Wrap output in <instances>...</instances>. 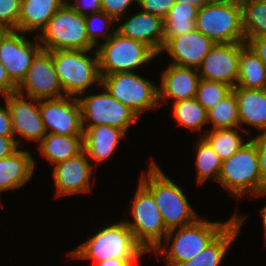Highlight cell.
<instances>
[{
  "instance_id": "cell-5",
  "label": "cell",
  "mask_w": 266,
  "mask_h": 266,
  "mask_svg": "<svg viewBox=\"0 0 266 266\" xmlns=\"http://www.w3.org/2000/svg\"><path fill=\"white\" fill-rule=\"evenodd\" d=\"M196 30L215 43L245 42L242 7L236 0H211L198 8Z\"/></svg>"
},
{
  "instance_id": "cell-38",
  "label": "cell",
  "mask_w": 266,
  "mask_h": 266,
  "mask_svg": "<svg viewBox=\"0 0 266 266\" xmlns=\"http://www.w3.org/2000/svg\"><path fill=\"white\" fill-rule=\"evenodd\" d=\"M132 3L137 5V0H101L102 11L110 15L115 21H119L126 15L125 12Z\"/></svg>"
},
{
  "instance_id": "cell-27",
  "label": "cell",
  "mask_w": 266,
  "mask_h": 266,
  "mask_svg": "<svg viewBox=\"0 0 266 266\" xmlns=\"http://www.w3.org/2000/svg\"><path fill=\"white\" fill-rule=\"evenodd\" d=\"M266 81V66L255 51L240 42L239 74L236 87L262 89Z\"/></svg>"
},
{
  "instance_id": "cell-42",
  "label": "cell",
  "mask_w": 266,
  "mask_h": 266,
  "mask_svg": "<svg viewBox=\"0 0 266 266\" xmlns=\"http://www.w3.org/2000/svg\"><path fill=\"white\" fill-rule=\"evenodd\" d=\"M17 90V85L9 78L8 73L0 62V96L9 95Z\"/></svg>"
},
{
  "instance_id": "cell-8",
  "label": "cell",
  "mask_w": 266,
  "mask_h": 266,
  "mask_svg": "<svg viewBox=\"0 0 266 266\" xmlns=\"http://www.w3.org/2000/svg\"><path fill=\"white\" fill-rule=\"evenodd\" d=\"M37 37L45 51L96 49L89 42L85 16L78 14L66 2Z\"/></svg>"
},
{
  "instance_id": "cell-24",
  "label": "cell",
  "mask_w": 266,
  "mask_h": 266,
  "mask_svg": "<svg viewBox=\"0 0 266 266\" xmlns=\"http://www.w3.org/2000/svg\"><path fill=\"white\" fill-rule=\"evenodd\" d=\"M237 212L234 213V219L231 223L205 249L190 261L184 262L179 266H220L247 217Z\"/></svg>"
},
{
  "instance_id": "cell-29",
  "label": "cell",
  "mask_w": 266,
  "mask_h": 266,
  "mask_svg": "<svg viewBox=\"0 0 266 266\" xmlns=\"http://www.w3.org/2000/svg\"><path fill=\"white\" fill-rule=\"evenodd\" d=\"M241 128H224L204 131L199 137H203L219 155L222 161L231 157L240 149L250 138H242L239 134Z\"/></svg>"
},
{
  "instance_id": "cell-33",
  "label": "cell",
  "mask_w": 266,
  "mask_h": 266,
  "mask_svg": "<svg viewBox=\"0 0 266 266\" xmlns=\"http://www.w3.org/2000/svg\"><path fill=\"white\" fill-rule=\"evenodd\" d=\"M207 114L208 124L212 125L209 130L240 127L238 103L233 91L209 109Z\"/></svg>"
},
{
  "instance_id": "cell-23",
  "label": "cell",
  "mask_w": 266,
  "mask_h": 266,
  "mask_svg": "<svg viewBox=\"0 0 266 266\" xmlns=\"http://www.w3.org/2000/svg\"><path fill=\"white\" fill-rule=\"evenodd\" d=\"M232 91L238 103L241 131L247 134L249 130L243 124L258 132L266 131V94L262 89L234 87Z\"/></svg>"
},
{
  "instance_id": "cell-30",
  "label": "cell",
  "mask_w": 266,
  "mask_h": 266,
  "mask_svg": "<svg viewBox=\"0 0 266 266\" xmlns=\"http://www.w3.org/2000/svg\"><path fill=\"white\" fill-rule=\"evenodd\" d=\"M171 104V111L175 122L184 128H188L191 132L204 130L205 124H208L207 110L195 97Z\"/></svg>"
},
{
  "instance_id": "cell-11",
  "label": "cell",
  "mask_w": 266,
  "mask_h": 266,
  "mask_svg": "<svg viewBox=\"0 0 266 266\" xmlns=\"http://www.w3.org/2000/svg\"><path fill=\"white\" fill-rule=\"evenodd\" d=\"M99 94H80L77 99L81 108L82 127L108 125L122 130L128 135L131 125L138 120V116L126 105L117 101L103 86Z\"/></svg>"
},
{
  "instance_id": "cell-12",
  "label": "cell",
  "mask_w": 266,
  "mask_h": 266,
  "mask_svg": "<svg viewBox=\"0 0 266 266\" xmlns=\"http://www.w3.org/2000/svg\"><path fill=\"white\" fill-rule=\"evenodd\" d=\"M18 30H5L0 36V62L9 78L18 86L25 78L35 56L42 50L38 37L34 41Z\"/></svg>"
},
{
  "instance_id": "cell-26",
  "label": "cell",
  "mask_w": 266,
  "mask_h": 266,
  "mask_svg": "<svg viewBox=\"0 0 266 266\" xmlns=\"http://www.w3.org/2000/svg\"><path fill=\"white\" fill-rule=\"evenodd\" d=\"M83 136L47 133L37 145L38 152L54 166L83 150Z\"/></svg>"
},
{
  "instance_id": "cell-4",
  "label": "cell",
  "mask_w": 266,
  "mask_h": 266,
  "mask_svg": "<svg viewBox=\"0 0 266 266\" xmlns=\"http://www.w3.org/2000/svg\"><path fill=\"white\" fill-rule=\"evenodd\" d=\"M49 52L52 54L55 71L66 96L78 97L89 87H93V90L100 89L101 75L96 49ZM93 84L98 86L95 87Z\"/></svg>"
},
{
  "instance_id": "cell-34",
  "label": "cell",
  "mask_w": 266,
  "mask_h": 266,
  "mask_svg": "<svg viewBox=\"0 0 266 266\" xmlns=\"http://www.w3.org/2000/svg\"><path fill=\"white\" fill-rule=\"evenodd\" d=\"M116 22L117 21L104 11L86 15L85 24L89 42L95 48L101 43L106 42L115 33L116 27L115 29H112L111 26L114 28ZM100 40H103V42Z\"/></svg>"
},
{
  "instance_id": "cell-10",
  "label": "cell",
  "mask_w": 266,
  "mask_h": 266,
  "mask_svg": "<svg viewBox=\"0 0 266 266\" xmlns=\"http://www.w3.org/2000/svg\"><path fill=\"white\" fill-rule=\"evenodd\" d=\"M101 85L138 117L159 108L158 84L135 72H117L101 76Z\"/></svg>"
},
{
  "instance_id": "cell-28",
  "label": "cell",
  "mask_w": 266,
  "mask_h": 266,
  "mask_svg": "<svg viewBox=\"0 0 266 266\" xmlns=\"http://www.w3.org/2000/svg\"><path fill=\"white\" fill-rule=\"evenodd\" d=\"M197 6L176 1L164 18V44L171 38L196 29Z\"/></svg>"
},
{
  "instance_id": "cell-1",
  "label": "cell",
  "mask_w": 266,
  "mask_h": 266,
  "mask_svg": "<svg viewBox=\"0 0 266 266\" xmlns=\"http://www.w3.org/2000/svg\"><path fill=\"white\" fill-rule=\"evenodd\" d=\"M233 219L234 214L226 222L199 217L191 224L169 230L153 253L156 257L163 255L165 266H179L197 256Z\"/></svg>"
},
{
  "instance_id": "cell-48",
  "label": "cell",
  "mask_w": 266,
  "mask_h": 266,
  "mask_svg": "<svg viewBox=\"0 0 266 266\" xmlns=\"http://www.w3.org/2000/svg\"><path fill=\"white\" fill-rule=\"evenodd\" d=\"M5 32V29L0 25V36Z\"/></svg>"
},
{
  "instance_id": "cell-40",
  "label": "cell",
  "mask_w": 266,
  "mask_h": 266,
  "mask_svg": "<svg viewBox=\"0 0 266 266\" xmlns=\"http://www.w3.org/2000/svg\"><path fill=\"white\" fill-rule=\"evenodd\" d=\"M66 3L80 15L102 11L101 0H66Z\"/></svg>"
},
{
  "instance_id": "cell-31",
  "label": "cell",
  "mask_w": 266,
  "mask_h": 266,
  "mask_svg": "<svg viewBox=\"0 0 266 266\" xmlns=\"http://www.w3.org/2000/svg\"><path fill=\"white\" fill-rule=\"evenodd\" d=\"M240 4L245 43L266 35V0H242Z\"/></svg>"
},
{
  "instance_id": "cell-32",
  "label": "cell",
  "mask_w": 266,
  "mask_h": 266,
  "mask_svg": "<svg viewBox=\"0 0 266 266\" xmlns=\"http://www.w3.org/2000/svg\"><path fill=\"white\" fill-rule=\"evenodd\" d=\"M198 138L195 146L196 182L202 185L210 178L218 182L222 160L203 137Z\"/></svg>"
},
{
  "instance_id": "cell-13",
  "label": "cell",
  "mask_w": 266,
  "mask_h": 266,
  "mask_svg": "<svg viewBox=\"0 0 266 266\" xmlns=\"http://www.w3.org/2000/svg\"><path fill=\"white\" fill-rule=\"evenodd\" d=\"M18 93L34 99H57L66 96L56 74L52 54L41 50L33 59L21 83Z\"/></svg>"
},
{
  "instance_id": "cell-3",
  "label": "cell",
  "mask_w": 266,
  "mask_h": 266,
  "mask_svg": "<svg viewBox=\"0 0 266 266\" xmlns=\"http://www.w3.org/2000/svg\"><path fill=\"white\" fill-rule=\"evenodd\" d=\"M67 254L77 260H92L95 265L109 258L141 259L147 252L135 240L126 222L121 220L100 229Z\"/></svg>"
},
{
  "instance_id": "cell-7",
  "label": "cell",
  "mask_w": 266,
  "mask_h": 266,
  "mask_svg": "<svg viewBox=\"0 0 266 266\" xmlns=\"http://www.w3.org/2000/svg\"><path fill=\"white\" fill-rule=\"evenodd\" d=\"M101 76L117 72H135L159 56L145 43L115 33L97 48Z\"/></svg>"
},
{
  "instance_id": "cell-49",
  "label": "cell",
  "mask_w": 266,
  "mask_h": 266,
  "mask_svg": "<svg viewBox=\"0 0 266 266\" xmlns=\"http://www.w3.org/2000/svg\"><path fill=\"white\" fill-rule=\"evenodd\" d=\"M262 91L266 94V81H265V83L263 85Z\"/></svg>"
},
{
  "instance_id": "cell-47",
  "label": "cell",
  "mask_w": 266,
  "mask_h": 266,
  "mask_svg": "<svg viewBox=\"0 0 266 266\" xmlns=\"http://www.w3.org/2000/svg\"><path fill=\"white\" fill-rule=\"evenodd\" d=\"M176 1L188 2V3L194 4L197 7H201L203 4H205L211 0H176Z\"/></svg>"
},
{
  "instance_id": "cell-9",
  "label": "cell",
  "mask_w": 266,
  "mask_h": 266,
  "mask_svg": "<svg viewBox=\"0 0 266 266\" xmlns=\"http://www.w3.org/2000/svg\"><path fill=\"white\" fill-rule=\"evenodd\" d=\"M131 201L132 220H125L133 232L135 240L146 250L152 252L165 239L168 233L160 210L152 194L138 182L136 193Z\"/></svg>"
},
{
  "instance_id": "cell-36",
  "label": "cell",
  "mask_w": 266,
  "mask_h": 266,
  "mask_svg": "<svg viewBox=\"0 0 266 266\" xmlns=\"http://www.w3.org/2000/svg\"><path fill=\"white\" fill-rule=\"evenodd\" d=\"M21 0H0V25L5 30H18Z\"/></svg>"
},
{
  "instance_id": "cell-25",
  "label": "cell",
  "mask_w": 266,
  "mask_h": 266,
  "mask_svg": "<svg viewBox=\"0 0 266 266\" xmlns=\"http://www.w3.org/2000/svg\"><path fill=\"white\" fill-rule=\"evenodd\" d=\"M66 0H21L18 31L38 36Z\"/></svg>"
},
{
  "instance_id": "cell-43",
  "label": "cell",
  "mask_w": 266,
  "mask_h": 266,
  "mask_svg": "<svg viewBox=\"0 0 266 266\" xmlns=\"http://www.w3.org/2000/svg\"><path fill=\"white\" fill-rule=\"evenodd\" d=\"M18 148L15 137L0 136V159L10 156Z\"/></svg>"
},
{
  "instance_id": "cell-16",
  "label": "cell",
  "mask_w": 266,
  "mask_h": 266,
  "mask_svg": "<svg viewBox=\"0 0 266 266\" xmlns=\"http://www.w3.org/2000/svg\"><path fill=\"white\" fill-rule=\"evenodd\" d=\"M89 161L85 151L82 150L76 156L54 165L52 179L58 198L92 191L91 176L94 165Z\"/></svg>"
},
{
  "instance_id": "cell-39",
  "label": "cell",
  "mask_w": 266,
  "mask_h": 266,
  "mask_svg": "<svg viewBox=\"0 0 266 266\" xmlns=\"http://www.w3.org/2000/svg\"><path fill=\"white\" fill-rule=\"evenodd\" d=\"M250 139L257 147L261 182L266 187V131H261Z\"/></svg>"
},
{
  "instance_id": "cell-45",
  "label": "cell",
  "mask_w": 266,
  "mask_h": 266,
  "mask_svg": "<svg viewBox=\"0 0 266 266\" xmlns=\"http://www.w3.org/2000/svg\"><path fill=\"white\" fill-rule=\"evenodd\" d=\"M140 259H118V258H109L99 263H96L94 266H138Z\"/></svg>"
},
{
  "instance_id": "cell-41",
  "label": "cell",
  "mask_w": 266,
  "mask_h": 266,
  "mask_svg": "<svg viewBox=\"0 0 266 266\" xmlns=\"http://www.w3.org/2000/svg\"><path fill=\"white\" fill-rule=\"evenodd\" d=\"M4 104L5 107L0 105V136L15 137L12 129L11 114L6 102Z\"/></svg>"
},
{
  "instance_id": "cell-35",
  "label": "cell",
  "mask_w": 266,
  "mask_h": 266,
  "mask_svg": "<svg viewBox=\"0 0 266 266\" xmlns=\"http://www.w3.org/2000/svg\"><path fill=\"white\" fill-rule=\"evenodd\" d=\"M231 91L227 84L200 78L195 98L208 111Z\"/></svg>"
},
{
  "instance_id": "cell-37",
  "label": "cell",
  "mask_w": 266,
  "mask_h": 266,
  "mask_svg": "<svg viewBox=\"0 0 266 266\" xmlns=\"http://www.w3.org/2000/svg\"><path fill=\"white\" fill-rule=\"evenodd\" d=\"M176 0H137L142 11L161 17L163 20Z\"/></svg>"
},
{
  "instance_id": "cell-20",
  "label": "cell",
  "mask_w": 266,
  "mask_h": 266,
  "mask_svg": "<svg viewBox=\"0 0 266 266\" xmlns=\"http://www.w3.org/2000/svg\"><path fill=\"white\" fill-rule=\"evenodd\" d=\"M160 76L158 85V100L171 99L172 103L180 100L194 98L196 96L200 75L197 68L182 67L168 64Z\"/></svg>"
},
{
  "instance_id": "cell-15",
  "label": "cell",
  "mask_w": 266,
  "mask_h": 266,
  "mask_svg": "<svg viewBox=\"0 0 266 266\" xmlns=\"http://www.w3.org/2000/svg\"><path fill=\"white\" fill-rule=\"evenodd\" d=\"M39 111L46 133L84 135L81 108L77 97L39 100Z\"/></svg>"
},
{
  "instance_id": "cell-22",
  "label": "cell",
  "mask_w": 266,
  "mask_h": 266,
  "mask_svg": "<svg viewBox=\"0 0 266 266\" xmlns=\"http://www.w3.org/2000/svg\"><path fill=\"white\" fill-rule=\"evenodd\" d=\"M83 150L88 159L95 161L94 167L110 158L116 151L121 139L126 134L117 128L108 125L83 127Z\"/></svg>"
},
{
  "instance_id": "cell-19",
  "label": "cell",
  "mask_w": 266,
  "mask_h": 266,
  "mask_svg": "<svg viewBox=\"0 0 266 266\" xmlns=\"http://www.w3.org/2000/svg\"><path fill=\"white\" fill-rule=\"evenodd\" d=\"M125 16L117 21L116 31L124 37L145 43L159 55L164 46V20L142 10Z\"/></svg>"
},
{
  "instance_id": "cell-21",
  "label": "cell",
  "mask_w": 266,
  "mask_h": 266,
  "mask_svg": "<svg viewBox=\"0 0 266 266\" xmlns=\"http://www.w3.org/2000/svg\"><path fill=\"white\" fill-rule=\"evenodd\" d=\"M34 169H36L35 158L26 149L18 148L10 156L0 159V197L4 191L24 187L31 180Z\"/></svg>"
},
{
  "instance_id": "cell-2",
  "label": "cell",
  "mask_w": 266,
  "mask_h": 266,
  "mask_svg": "<svg viewBox=\"0 0 266 266\" xmlns=\"http://www.w3.org/2000/svg\"><path fill=\"white\" fill-rule=\"evenodd\" d=\"M153 159L138 181L152 194L166 228L171 230L193 223L199 215L189 204L184 190Z\"/></svg>"
},
{
  "instance_id": "cell-44",
  "label": "cell",
  "mask_w": 266,
  "mask_h": 266,
  "mask_svg": "<svg viewBox=\"0 0 266 266\" xmlns=\"http://www.w3.org/2000/svg\"><path fill=\"white\" fill-rule=\"evenodd\" d=\"M247 44L255 51L266 66V35L252 38Z\"/></svg>"
},
{
  "instance_id": "cell-6",
  "label": "cell",
  "mask_w": 266,
  "mask_h": 266,
  "mask_svg": "<svg viewBox=\"0 0 266 266\" xmlns=\"http://www.w3.org/2000/svg\"><path fill=\"white\" fill-rule=\"evenodd\" d=\"M218 184L231 196L241 199L247 194L253 196L265 187L261 182L257 147L251 139L222 161Z\"/></svg>"
},
{
  "instance_id": "cell-14",
  "label": "cell",
  "mask_w": 266,
  "mask_h": 266,
  "mask_svg": "<svg viewBox=\"0 0 266 266\" xmlns=\"http://www.w3.org/2000/svg\"><path fill=\"white\" fill-rule=\"evenodd\" d=\"M6 102L12 121L15 140L20 148V143L36 141L39 144L47 134L39 111V100L18 93H10L2 97ZM17 135H20L19 138ZM22 140H21V138Z\"/></svg>"
},
{
  "instance_id": "cell-17",
  "label": "cell",
  "mask_w": 266,
  "mask_h": 266,
  "mask_svg": "<svg viewBox=\"0 0 266 266\" xmlns=\"http://www.w3.org/2000/svg\"><path fill=\"white\" fill-rule=\"evenodd\" d=\"M239 58L240 43H216L197 68L200 78L236 87Z\"/></svg>"
},
{
  "instance_id": "cell-18",
  "label": "cell",
  "mask_w": 266,
  "mask_h": 266,
  "mask_svg": "<svg viewBox=\"0 0 266 266\" xmlns=\"http://www.w3.org/2000/svg\"><path fill=\"white\" fill-rule=\"evenodd\" d=\"M216 43L198 30L169 39L160 51L167 52L170 64L198 68Z\"/></svg>"
},
{
  "instance_id": "cell-46",
  "label": "cell",
  "mask_w": 266,
  "mask_h": 266,
  "mask_svg": "<svg viewBox=\"0 0 266 266\" xmlns=\"http://www.w3.org/2000/svg\"><path fill=\"white\" fill-rule=\"evenodd\" d=\"M253 197H265L266 198V187H264L263 189H261L259 192H257L256 194L253 195ZM260 214H261V218H262V223H263V229H264V240L266 243V202H265V205L264 207L260 208Z\"/></svg>"
}]
</instances>
